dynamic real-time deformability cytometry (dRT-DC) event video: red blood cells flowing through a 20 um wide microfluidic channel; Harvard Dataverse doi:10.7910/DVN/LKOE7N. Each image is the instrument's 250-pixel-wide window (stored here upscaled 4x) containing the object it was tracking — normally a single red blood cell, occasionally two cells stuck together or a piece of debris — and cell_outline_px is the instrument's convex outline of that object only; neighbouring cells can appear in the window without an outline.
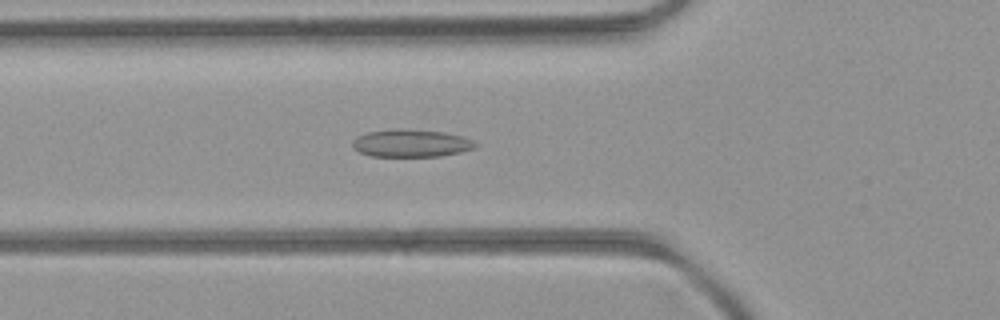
{"species": "common noctule bat (a hibernating species)", "species_latin": "Nyctalus noctula", "temperature_condition": "room temperature", "stored_images_in_passage": 44, "camera_frame_rate_fps": 3000, "um_per_image_px": 0.085, "animal": {"sex": "female", "body_mass_g": 21.9}, "frame": {"image": 1, "passage_image": 16, "time_ms": 5.0, "image_size_px": [1000, 320], "cell_outline_px": [[476, 144], [472, 148], [460, 152], [440, 156], [368, 156], [352, 148], [352, 140], [356, 136], [368, 132], [392, 128], [400, 128], [444, 132], [460, 136], [472, 140]], "centroid_in_image_um": [34.85, 12.16], "position_along_channel_um": 90.9, "area_um2": 19.77}}
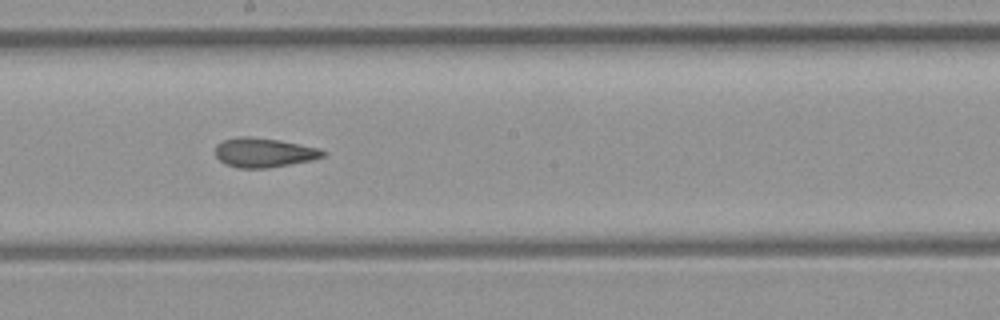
{"frame": {"image": 2, "passage_image": 26, "time_ms": 8.333, "image_size_px": [1000, 320], "cell_outline_px": [[328, 152], [324, 156], [312, 160], [268, 168], [236, 168], [224, 164], [216, 156], [216, 144], [224, 140], [240, 136], [248, 136], [280, 140], [320, 148]], "centroid_in_image_um": [22.44, 12.97], "position_along_channel_um": 225.8, "area_um2": 18.55}}
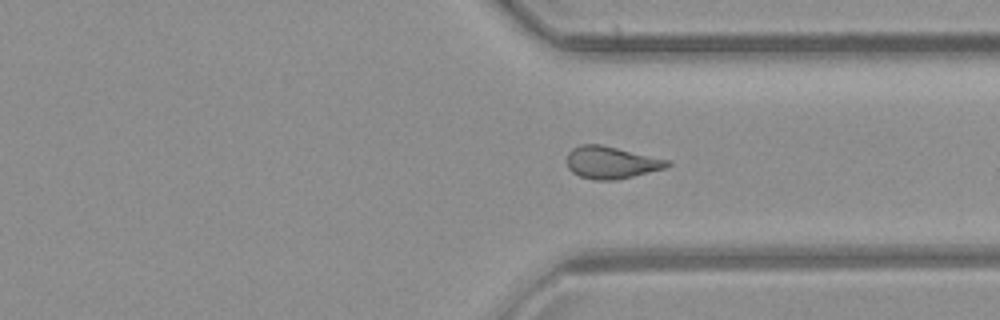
{"frame": {"image": 3, "passage_image": 36, "time_ms": 11.667, "image_size_px": [1000, 320], "cell_outline_px": [[672, 164], [664, 168], [616, 180], [592, 180], [580, 176], [572, 172], [568, 168], [568, 152], [572, 148], [580, 144], [600, 144], [672, 160]], "centroid_in_image_um": [51.96, 13.8], "position_along_channel_um": 359.4, "area_um2": 18.9}, "authors_computed_cell_mechanics": {"area_um2": 18.9295, "velocity_mm_per_s": 4.0174, "shape_relaxation_time_tau1_ms": null, "shape_relaxation_time_tau2_ms": 1.7189, "deformation_change_tau1": null, "deformation_change_tau2": 0.0896}}